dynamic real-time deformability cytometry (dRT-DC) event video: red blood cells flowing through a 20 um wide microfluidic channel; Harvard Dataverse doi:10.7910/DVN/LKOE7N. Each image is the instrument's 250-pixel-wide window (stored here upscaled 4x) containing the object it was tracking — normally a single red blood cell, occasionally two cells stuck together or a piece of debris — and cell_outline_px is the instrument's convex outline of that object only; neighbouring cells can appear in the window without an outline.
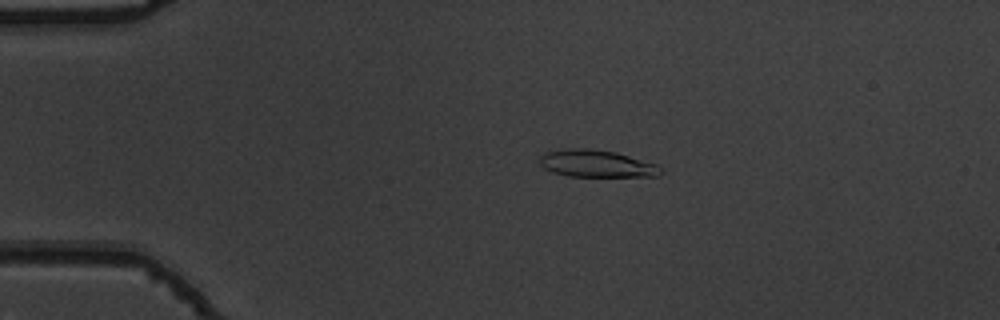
{"species": "common noctule bat (a hibernating species)", "species_latin": "Nyctalus noctula", "temperature_condition": "warm", "stored_images_in_passage": 45, "camera_frame_rate_fps": 3000, "um_per_image_px": 0.085, "animal": {"sex": "male", "body_mass_g": 19.5, "forearm_length_mm": 54.6}, "frame": {"image": 1, "passage_image": 3, "time_ms": 0.667, "image_size_px": [1000, 320], "cell_outline_px": [[664, 172], [656, 176], [568, 176], [552, 172], [544, 168], [540, 164], [540, 156], [548, 152], [568, 148], [584, 148], [616, 152], [656, 164], [664, 168]], "centroid_in_image_um": [50.73, 13.91], "position_along_channel_um": 34.3, "area_um2": 19.07}}
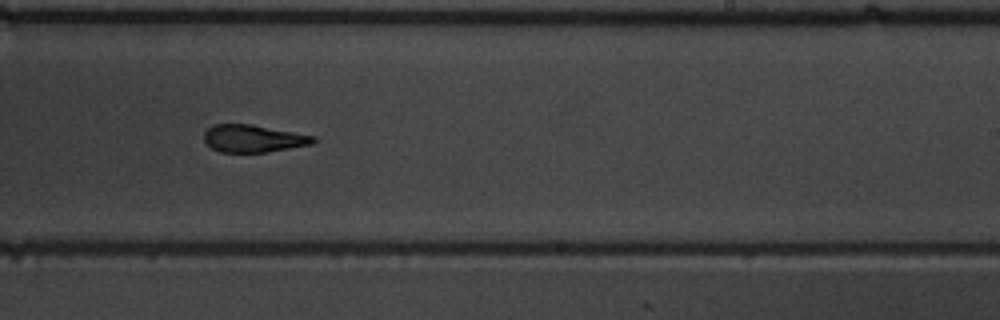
{"frame": {"image": 2, "passage_image": 25, "time_ms": 8.0, "image_size_px": [1000, 320], "cell_outline_px": [[316, 140], [312, 144], [268, 152], [220, 152], [212, 148], [204, 140], [204, 132], [212, 124], [252, 124], [316, 136]], "centroid_in_image_um": [21.53, 11.77], "position_along_channel_um": 267.5, "area_um2": 17.51}}
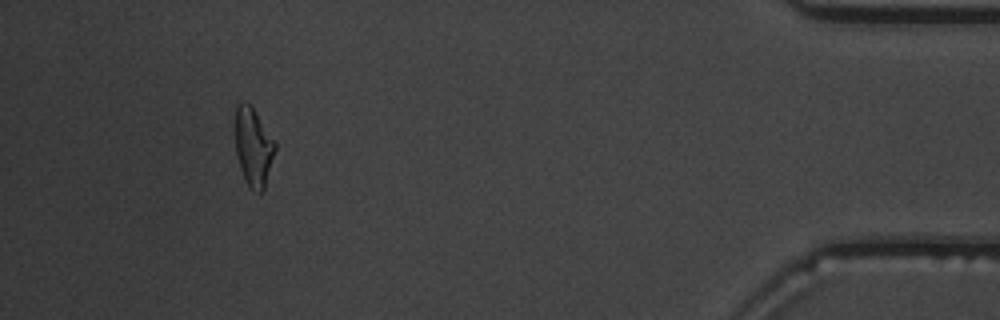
{"frame": {"image": 3, "passage_image": 41, "time_ms": 13.333, "image_size_px": [1000, 320], "cell_outline_px": [[276, 148], [264, 188], [260, 192], [252, 192], [240, 168], [236, 152], [236, 108], [244, 100], [252, 108], [276, 144]], "centroid_in_image_um": [21.53, 12.53], "position_along_channel_um": 413.7, "area_um2": 17.51}, "authors_computed_cell_mechanics": {"area_um2": 18.5538, "velocity_mm_per_s": 3.8486, "shape_relaxation_time_tau1_ms": 4.8691, "shape_relaxation_time_tau2_ms": 2.5071, "deformation_change_tau1": 0.2187, "deformation_change_tau2": 0.1314}}